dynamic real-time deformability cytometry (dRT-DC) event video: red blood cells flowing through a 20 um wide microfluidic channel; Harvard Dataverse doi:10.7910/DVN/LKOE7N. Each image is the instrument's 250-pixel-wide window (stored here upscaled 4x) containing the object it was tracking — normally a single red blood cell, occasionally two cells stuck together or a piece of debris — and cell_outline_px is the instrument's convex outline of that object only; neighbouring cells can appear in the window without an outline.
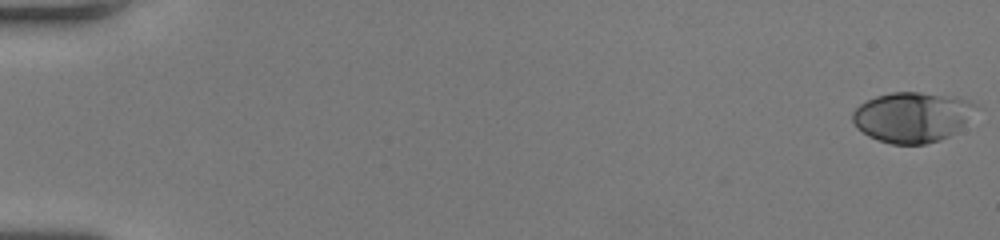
{"species": "human", "species_latin": "Homo sapiens", "temperature_condition": "room temperature", "stored_images_in_passage": 53, "camera_frame_rate_fps": 3000, "um_per_image_px": 0.085, "donor": {"sex": "female"}, "frame": {"image": 1, "passage_image": 1, "time_ms": 0.0, "image_size_px": [1000, 240], "cell_outline_px": [[976, 104], [956, 132], [940, 140], [924, 144], [892, 144], [868, 136], [856, 128], [852, 120], [852, 112], [860, 104], [876, 96], [892, 92], [920, 92], [956, 96], [968, 100]], "centroid_in_image_um": [77.47, 9.94], "position_along_channel_um": 7.5, "area_um2": 35.66}}
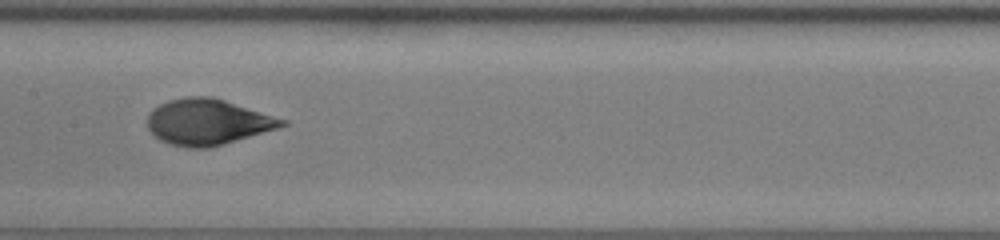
{"frame": {"image": 2, "passage_image": 29, "time_ms": 9.333, "image_size_px": [1000, 240], "cell_outline_px": [[288, 124], [276, 128], [208, 148], [188, 148], [172, 144], [160, 140], [148, 128], [148, 112], [152, 108], [168, 100], [184, 96], [212, 96], [288, 120]], "centroid_in_image_um": [17.62, 10.34], "position_along_channel_um": 189.8, "area_um2": 35.66}}
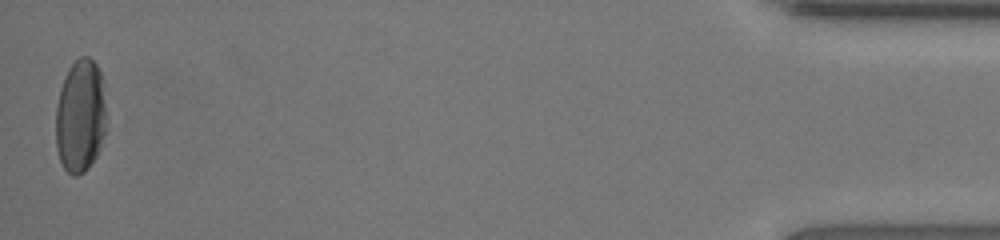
{"frame": {"image": 3, "passage_image": 53, "time_ms": 17.333, "image_size_px": [1000, 240], "cell_outline_px": [[104, 132], [100, 148], [96, 156], [88, 168], [84, 172], [76, 176], [72, 176], [64, 168], [60, 160], [56, 148], [56, 104], [60, 88], [64, 76], [68, 68], [80, 56], [88, 56], [96, 64], [100, 72], [104, 104]], "centroid_in_image_um": [6.79, 9.88], "position_along_channel_um": 428.4, "area_um2": 33.18}, "authors_computed_cell_mechanics": {"area_um2": 34.7378, "velocity_mm_per_s": 4.0649, "shape_relaxation_time_tau1_ms": 4.7333, "shape_relaxation_time_tau2_ms": 0.7927, "deformation_change_tau1": 0.2094, "deformation_change_tau2": 0.0535}}